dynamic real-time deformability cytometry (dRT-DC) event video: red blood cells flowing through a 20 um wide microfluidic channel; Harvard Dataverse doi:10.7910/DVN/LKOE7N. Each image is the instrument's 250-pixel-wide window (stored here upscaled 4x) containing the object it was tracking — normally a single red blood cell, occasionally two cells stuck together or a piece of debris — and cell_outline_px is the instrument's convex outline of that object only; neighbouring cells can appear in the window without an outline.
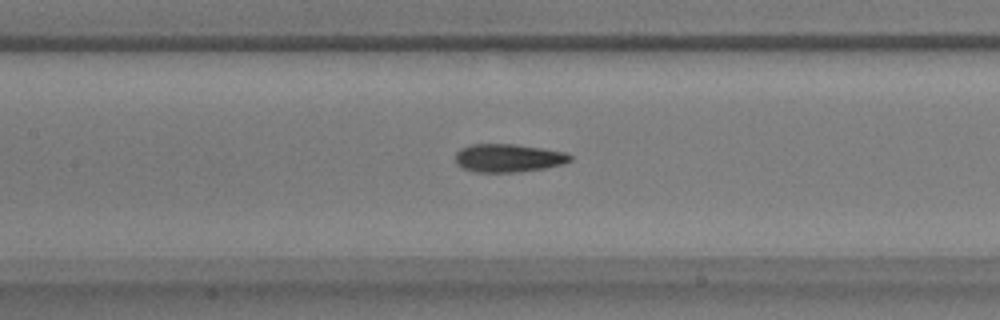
{"species": "common noctule bat (a hibernating species)", "species_latin": "Nyctalus noctula", "temperature_condition": "warm", "stored_images_in_passage": 56, "camera_frame_rate_fps": 3000, "um_per_image_px": 0.085, "animal": {"sex": "male", "body_mass_g": 17.9}, "frame": {"image": 1, "passage_image": 25, "time_ms": 8.0, "image_size_px": [1000, 320], "cell_outline_px": [[572, 160], [564, 164], [544, 168], [516, 172], [476, 172], [464, 168], [456, 164], [456, 152], [460, 148], [472, 144], [516, 144], [544, 148], [564, 152], [572, 156]], "centroid_in_image_um": [43.22, 13.42], "position_along_channel_um": 164.2, "area_um2": 18.9}}
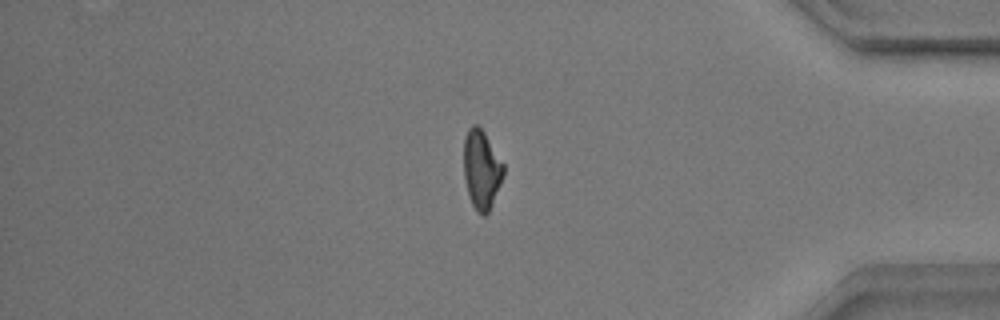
{"frame": {"image": 2, "passage_image": 47, "time_ms": 15.333, "image_size_px": [1000, 320], "cell_outline_px": [[504, 176], [492, 204], [488, 212], [484, 216], [476, 212], [468, 196], [464, 176], [464, 140], [468, 128], [472, 124], [476, 124], [484, 132], [504, 164]], "centroid_in_image_um": [40.93, 14.42], "position_along_channel_um": 394.3, "area_um2": 18.32}}
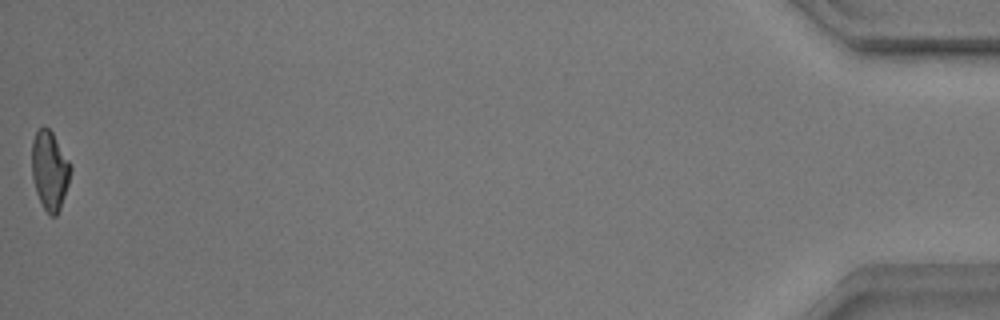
{"frame": {"image": 3, "passage_image": 56, "time_ms": 18.333, "image_size_px": [1000, 320], "cell_outline_px": [[72, 168], [68, 184], [60, 208], [56, 216], [48, 216], [36, 192], [32, 176], [32, 140], [36, 132], [44, 124], [52, 132], [72, 164]], "centroid_in_image_um": [4.23, 14.47], "position_along_channel_um": 431.0, "area_um2": 17.92}, "authors_computed_cell_mechanics": {"area_um2": 18.6116, "velocity_mm_per_s": 3.5442, "shape_relaxation_time_tau1_ms": 5.0903, "shape_relaxation_time_tau2_ms": 2.084, "deformation_change_tau1": 0.1809, "deformation_change_tau2": 0.096}}